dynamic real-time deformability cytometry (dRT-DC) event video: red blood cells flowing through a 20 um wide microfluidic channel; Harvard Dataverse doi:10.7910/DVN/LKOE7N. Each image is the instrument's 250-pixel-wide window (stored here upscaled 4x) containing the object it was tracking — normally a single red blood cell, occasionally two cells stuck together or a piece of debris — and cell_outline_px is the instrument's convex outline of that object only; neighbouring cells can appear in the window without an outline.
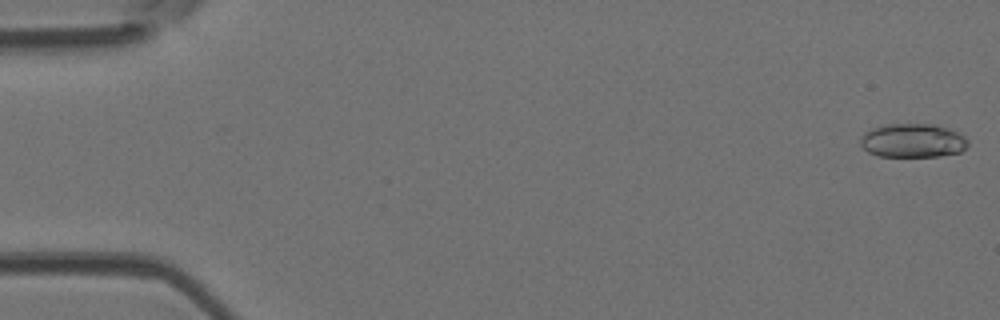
{"species": "Egyptian fruit bat (a non-hibernating species)", "species_latin": "Rousettus aegyptiacus", "temperature_condition": "room temperature", "stored_images_in_passage": 48, "camera_frame_rate_fps": 3000, "um_per_image_px": 0.085, "animal": {"sex": "female"}, "frame": {"image": 1, "passage_image": 1, "time_ms": 0.0, "image_size_px": [1000, 320], "cell_outline_px": [[968, 144], [960, 152], [940, 156], [880, 156], [868, 152], [860, 144], [860, 136], [864, 132], [880, 124], [936, 124], [956, 132], [964, 136], [968, 140]], "centroid_in_image_um": [77.54, 11.94], "position_along_channel_um": 7.5, "area_um2": 21.27}}
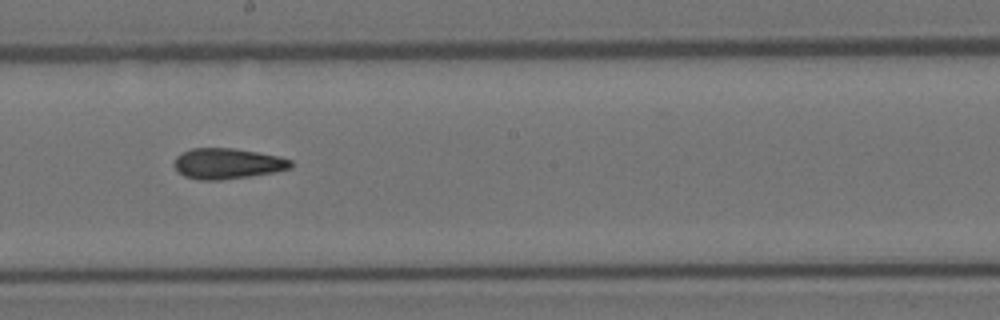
{"frame": {"image": 2, "passage_image": 27, "time_ms": 8.667, "image_size_px": [1000, 320], "cell_outline_px": [[292, 168], [272, 172], [248, 176], [220, 180], [200, 180], [184, 176], [172, 164], [176, 156], [192, 148], [236, 148], [276, 156], [292, 160]], "centroid_in_image_um": [19.3, 13.9], "position_along_channel_um": 228.9, "area_um2": 20.63}}
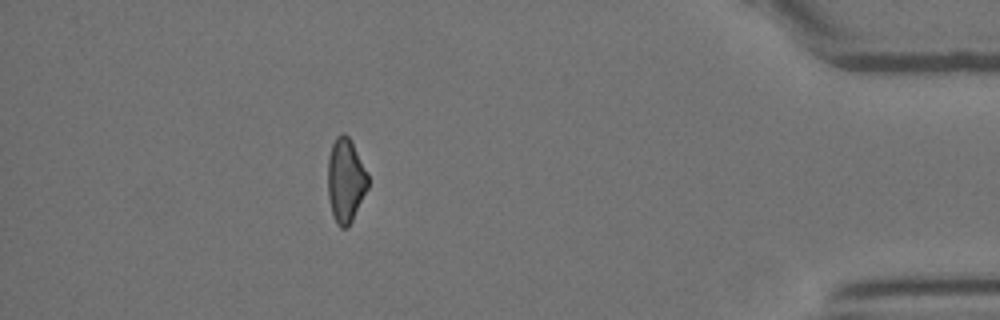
{"frame": {"image": 3, "passage_image": 43, "time_ms": 14.0, "image_size_px": [1000, 320], "cell_outline_px": [[368, 188], [348, 228], [340, 228], [336, 224], [332, 212], [328, 196], [328, 156], [332, 144], [336, 136], [340, 132], [344, 132], [348, 136], [368, 172]], "centroid_in_image_um": [29.37, 15.32], "position_along_channel_um": 405.8, "area_um2": 19.77}, "authors_computed_cell_mechanics": {"area_um2": 20.7502, "velocity_mm_per_s": 4.2356, "shape_relaxation_time_tau1_ms": null, "shape_relaxation_time_tau2_ms": 4.3062, "deformation_change_tau1": null, "deformation_change_tau2": 0.1425}}